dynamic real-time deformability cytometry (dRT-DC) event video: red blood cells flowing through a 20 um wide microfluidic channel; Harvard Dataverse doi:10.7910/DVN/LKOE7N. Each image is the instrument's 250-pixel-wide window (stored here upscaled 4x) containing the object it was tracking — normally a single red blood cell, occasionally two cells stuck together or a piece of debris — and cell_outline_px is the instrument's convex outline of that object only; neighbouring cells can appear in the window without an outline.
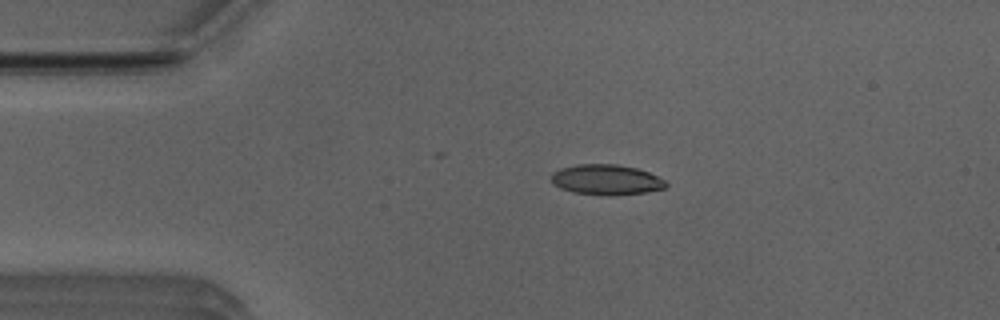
{"species": "Egyptian fruit bat (a non-hibernating species)", "species_latin": "Rousettus aegyptiacus", "temperature_condition": "room temperature", "stored_images_in_passage": 15, "camera_frame_rate_fps": 3000, "um_per_image_px": 0.085, "animal": {"sex": "male"}, "frame": {"image": 1, "passage_image": 10, "time_ms": 3.0, "image_size_px": [1000, 320], "cell_outline_px": [[668, 184], [664, 188], [644, 192], [572, 192], [560, 188], [552, 184], [552, 172], [560, 168], [576, 164], [616, 164], [636, 168], [648, 172], [664, 180]], "centroid_in_image_um": [51.48, 15.21], "position_along_channel_um": 33.5, "area_um2": 19.19}}